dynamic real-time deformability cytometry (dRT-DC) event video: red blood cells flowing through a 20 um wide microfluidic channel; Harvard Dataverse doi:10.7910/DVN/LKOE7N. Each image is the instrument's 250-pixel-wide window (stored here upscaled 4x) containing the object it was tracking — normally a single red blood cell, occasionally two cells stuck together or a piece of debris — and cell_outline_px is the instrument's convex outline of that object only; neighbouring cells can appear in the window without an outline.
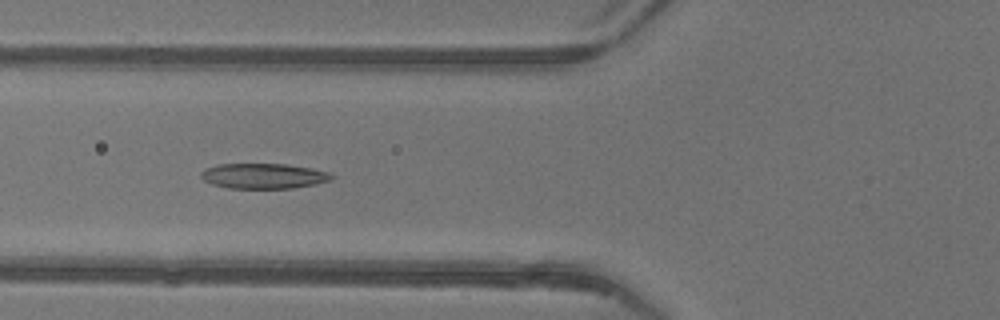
{"species": "common noctule bat (a hibernating species)", "species_latin": "Nyctalus noctula", "temperature_condition": "warm", "stored_images_in_passage": 45, "camera_frame_rate_fps": 3000, "um_per_image_px": 0.085, "animal": {"sex": "female"}, "frame": {"image": 1, "passage_image": 15, "time_ms": 4.667, "image_size_px": [1000, 320], "cell_outline_px": [[336, 176], [332, 180], [316, 184], [292, 188], [228, 188], [212, 184], [204, 180], [200, 176], [200, 172], [204, 168], [220, 164], [288, 164], [328, 172]], "centroid_in_image_um": [22.4, 14.96], "position_along_channel_um": 103.4, "area_um2": 19.25}}
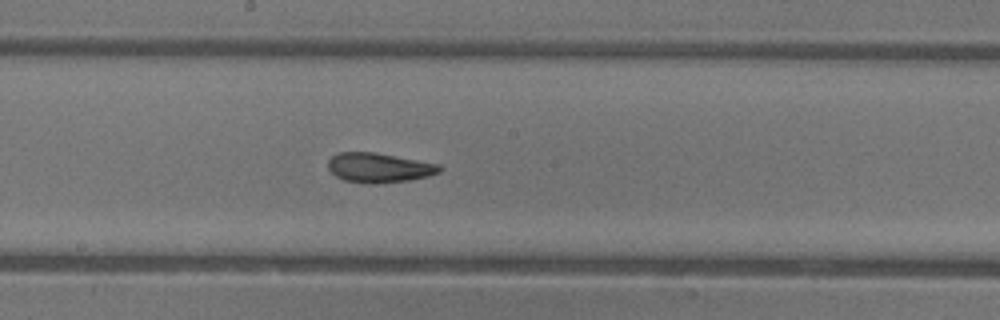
{"frame": {"image": 2, "passage_image": 23, "time_ms": 7.333, "image_size_px": [1000, 320], "cell_outline_px": [[444, 168], [440, 172], [428, 176], [412, 180], [372, 184], [364, 184], [344, 180], [336, 176], [328, 168], [328, 160], [332, 156], [340, 152], [376, 152], [440, 164]], "centroid_in_image_um": [32.24, 14.26], "position_along_channel_um": 216.0, "area_um2": 19.48}}
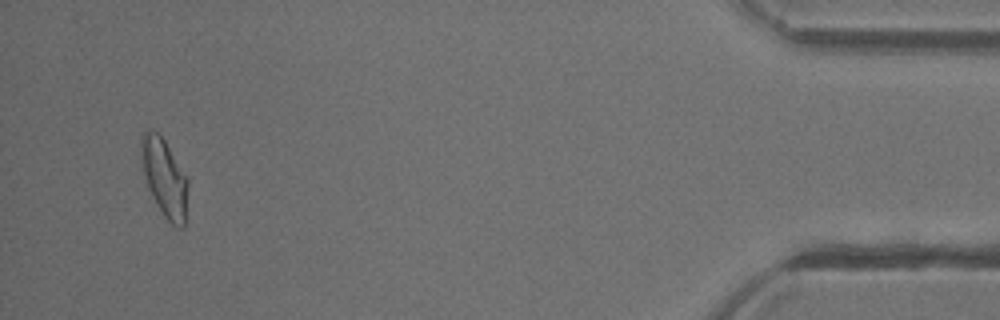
{"frame": {"image": 3, "passage_image": 43, "time_ms": 14.0, "image_size_px": [1000, 320], "cell_outline_px": [[188, 184], [184, 228], [176, 228], [164, 216], [156, 204], [144, 184], [140, 168], [140, 140], [144, 128], [152, 128], [164, 140], [188, 180]], "centroid_in_image_um": [13.9, 15.09], "position_along_channel_um": 421.3, "area_um2": 21.79}, "authors_computed_cell_mechanics": {"area_um2": 19.652, "velocity_mm_per_s": 4.1929, "shape_relaxation_time_tau1_ms": 6.1974, "shape_relaxation_time_tau2_ms": 1.5439, "deformation_change_tau1": 0.1913, "deformation_change_tau2": 0.0845}}